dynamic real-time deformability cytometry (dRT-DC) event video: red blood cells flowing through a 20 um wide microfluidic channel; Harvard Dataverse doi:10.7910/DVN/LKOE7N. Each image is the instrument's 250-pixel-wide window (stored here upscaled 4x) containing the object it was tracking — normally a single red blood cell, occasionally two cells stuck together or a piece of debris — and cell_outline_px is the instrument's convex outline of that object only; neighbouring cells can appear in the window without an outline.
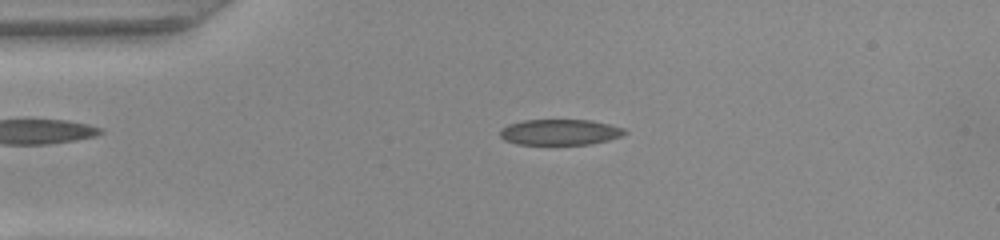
{"species": "common noctule bat (a hibernating species)", "species_latin": "Nyctalus noctula", "temperature_condition": "warm", "stored_images_in_passage": 49, "camera_frame_rate_fps": 3000, "um_per_image_px": 0.085, "animal": {"sex": "female", "body_mass_g": 22.0, "forearm_length_mm": 56.7}, "frame": {"image": 1, "passage_image": 10, "time_ms": 3.0, "image_size_px": [1000, 240], "cell_outline_px": [[628, 132], [624, 136], [592, 144], [516, 144], [504, 140], [500, 136], [500, 132], [508, 124], [524, 120], [592, 120], [624, 128]], "centroid_in_image_um": [47.64, 11.23], "position_along_channel_um": 37.4, "area_um2": 18.73}}
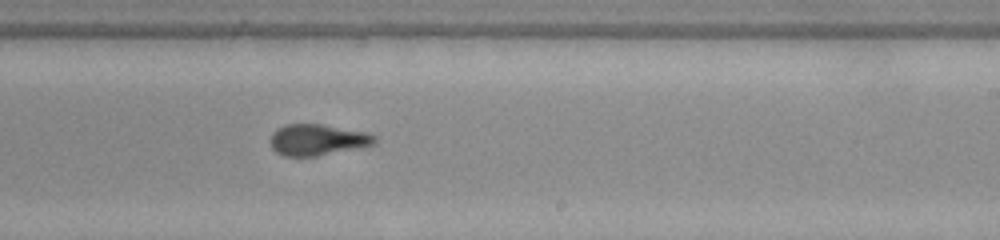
{"frame": {"image": 2, "passage_image": 29, "time_ms": 9.333, "image_size_px": [1000, 240], "cell_outline_px": [[376, 144], [360, 148], [316, 156], [284, 156], [276, 152], [272, 148], [268, 140], [272, 132], [276, 128], [284, 124], [320, 124], [368, 132], [376, 136]], "centroid_in_image_um": [26.97, 11.88], "position_along_channel_um": 262.0, "area_um2": 19.31}}
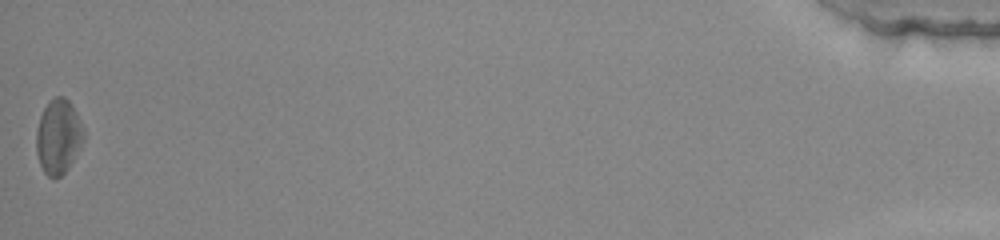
{"frame": {"image": 3, "passage_image": 49, "time_ms": 16.0, "image_size_px": [1000, 240], "cell_outline_px": [[84, 140], [80, 148], [68, 168], [60, 176], [48, 176], [44, 172], [40, 164], [36, 152], [36, 132], [40, 116], [44, 108], [56, 96], [64, 96], [72, 104], [80, 120], [84, 132]], "centroid_in_image_um": [4.96, 11.6], "position_along_channel_um": 430.2, "area_um2": 20.4}, "authors_computed_cell_mechanics": {"area_um2": 19.652, "velocity_mm_per_s": 4.0458, "shape_relaxation_time_tau1_ms": 5.3808, "shape_relaxation_time_tau2_ms": 1.8073, "deformation_change_tau1": 0.1809, "deformation_change_tau2": 0.0955}}